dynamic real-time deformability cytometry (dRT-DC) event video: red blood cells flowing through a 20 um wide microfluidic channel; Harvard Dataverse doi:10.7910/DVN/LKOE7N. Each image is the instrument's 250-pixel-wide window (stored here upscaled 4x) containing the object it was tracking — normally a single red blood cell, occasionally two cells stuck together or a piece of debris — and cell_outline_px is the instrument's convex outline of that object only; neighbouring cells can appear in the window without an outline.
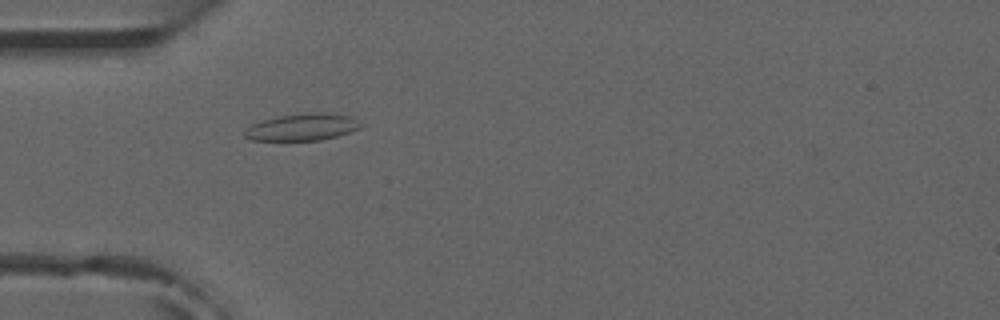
{"species": "common noctule bat (a hibernating species)", "species_latin": "Nyctalus noctula", "temperature_condition": "room temperature", "stored_images_in_passage": 53, "camera_frame_rate_fps": 3000, "um_per_image_px": 0.085, "animal": {"sex": "male", "forearm_length_mm": 52.5}, "frame": {"image": 1, "passage_image": 16, "time_ms": 5.0, "image_size_px": [1000, 320], "cell_outline_px": [[360, 128], [336, 136], [320, 140], [252, 140], [244, 136], [244, 132], [252, 124], [264, 120], [280, 116], [308, 112], [328, 112], [352, 116], [360, 124]], "centroid_in_image_um": [25.71, 10.79], "position_along_channel_um": 59.3, "area_um2": 18.03}}
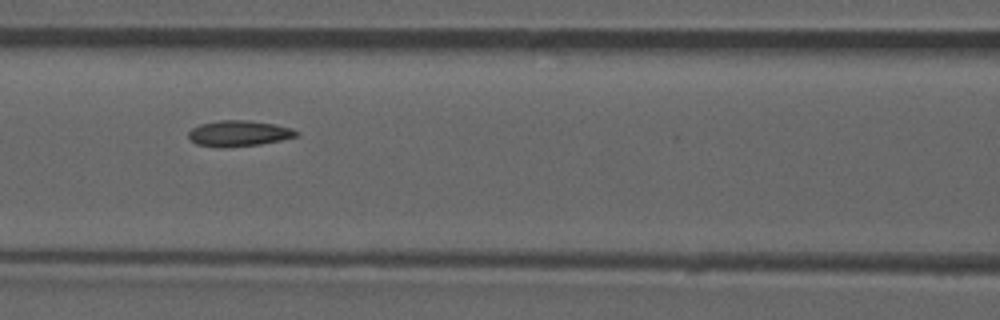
{"frame": {"image": 2, "passage_image": 23, "time_ms": 7.333, "image_size_px": [1000, 320], "cell_outline_px": [[300, 136], [260, 144], [196, 144], [188, 136], [188, 132], [192, 128], [200, 124], [220, 120], [248, 120], [276, 124], [292, 128], [300, 132]], "centroid_in_image_um": [20.4, 11.27], "position_along_channel_um": 146.2, "area_um2": 15.43}, "authors_computed_cell_mechanics": {"area_um2": 15.8372, "velocity_mm_per_s": 3.8565, "shape_relaxation_time_tau1_ms": null, "shape_relaxation_time_tau2_ms": 2.5812, "deformation_change_tau1": null, "deformation_change_tau2": 0.0726}}